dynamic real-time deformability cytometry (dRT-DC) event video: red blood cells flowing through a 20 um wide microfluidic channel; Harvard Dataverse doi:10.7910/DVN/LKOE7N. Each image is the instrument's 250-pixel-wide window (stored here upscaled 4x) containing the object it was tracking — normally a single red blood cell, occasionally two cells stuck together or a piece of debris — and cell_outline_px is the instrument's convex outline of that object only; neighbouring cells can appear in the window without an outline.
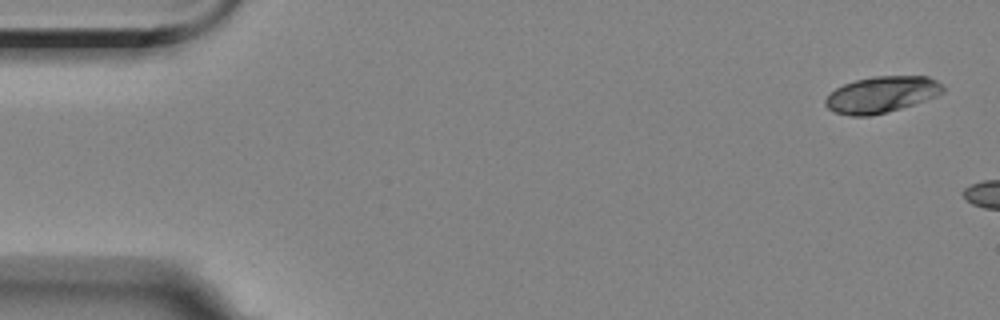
{"species": "Egyptian fruit bat (a non-hibernating species)", "species_latin": "Rousettus aegyptiacus", "temperature_condition": "room temperature", "stored_images_in_passage": 3, "camera_frame_rate_fps": 3000, "um_per_image_px": 0.085, "animal": {"sex": "female"}, "frame": {"image": 1, "passage_image": 1, "time_ms": 0.0, "image_size_px": [1000, 320], "cell_outline_px": [[944, 92], [936, 96], [888, 112], [872, 116], [848, 116], [836, 112], [828, 108], [824, 104], [824, 100], [836, 88], [844, 84], [856, 80], [872, 76], [928, 76], [944, 84]], "centroid_in_image_um": [74.94, 8.03], "position_along_channel_um": 10.1, "area_um2": 24.85}}